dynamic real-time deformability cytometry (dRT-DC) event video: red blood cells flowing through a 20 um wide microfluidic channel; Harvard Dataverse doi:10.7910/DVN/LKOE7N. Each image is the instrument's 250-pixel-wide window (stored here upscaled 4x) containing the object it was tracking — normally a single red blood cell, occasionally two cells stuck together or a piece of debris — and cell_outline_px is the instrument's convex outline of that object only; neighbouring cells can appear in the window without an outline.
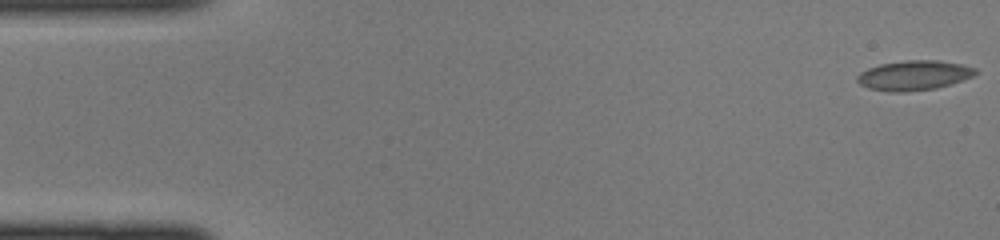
{"species": "common noctule bat (a hibernating species)", "species_latin": "Nyctalus noctula", "temperature_condition": "cold", "stored_images_in_passage": 44, "camera_frame_rate_fps": 3000, "um_per_image_px": 0.085, "animal": {"sex": "female", "body_mass_g": 22.0, "forearm_length_mm": 56.7}, "frame": {"image": 1, "passage_image": 1, "time_ms": 0.0, "image_size_px": [1000, 240], "cell_outline_px": [[980, 72], [972, 76], [936, 88], [904, 92], [888, 92], [868, 88], [860, 84], [856, 80], [856, 76], [860, 72], [868, 68], [880, 64], [908, 60], [936, 60], [960, 64], [976, 68]], "centroid_in_image_um": [77.65, 6.41], "position_along_channel_um": 7.4, "area_um2": 20.4}}
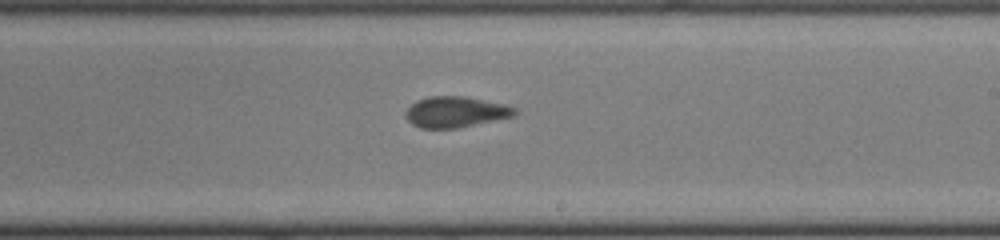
{"frame": {"image": 2, "passage_image": 26, "time_ms": 8.333, "image_size_px": [1000, 240], "cell_outline_px": [[520, 112], [516, 116], [456, 128], [420, 128], [412, 124], [408, 120], [404, 112], [416, 100], [428, 96], [464, 96], [504, 104], [516, 108]], "centroid_in_image_um": [38.75, 9.51], "position_along_channel_um": 250.3, "area_um2": 19.71}}
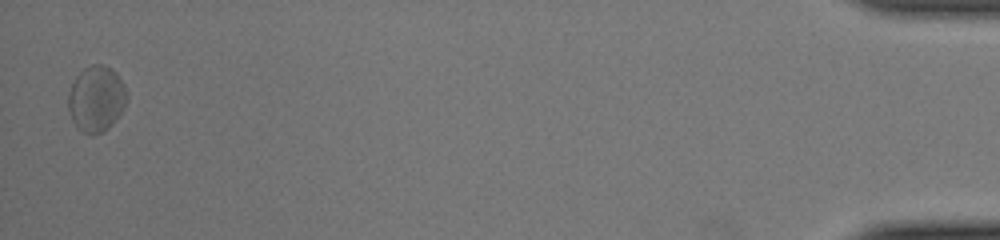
{"frame": {"image": 3, "passage_image": 44, "time_ms": 14.333, "image_size_px": [1000, 240], "cell_outline_px": [[128, 96], [120, 112], [112, 124], [104, 132], [92, 136], [88, 136], [76, 128], [72, 120], [68, 108], [68, 92], [76, 76], [84, 68], [92, 64], [104, 64], [112, 68], [120, 76], [124, 84]], "centroid_in_image_um": [8.17, 8.4], "position_along_channel_um": 427.0, "area_um2": 22.83}}